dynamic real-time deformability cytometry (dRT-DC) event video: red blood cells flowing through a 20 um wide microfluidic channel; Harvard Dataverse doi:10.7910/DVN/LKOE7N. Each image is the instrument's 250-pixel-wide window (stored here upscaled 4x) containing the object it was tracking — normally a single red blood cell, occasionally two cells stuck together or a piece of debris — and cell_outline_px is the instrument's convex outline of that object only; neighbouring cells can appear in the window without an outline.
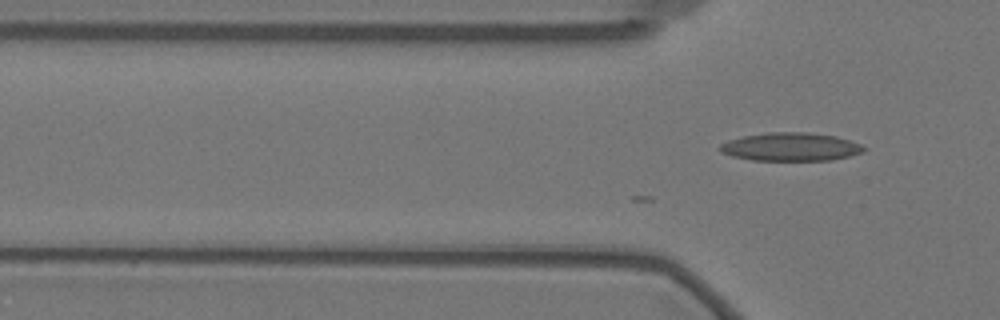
{"species": "Egyptian fruit bat (a non-hibernating species)", "species_latin": "Rousettus aegyptiacus", "temperature_condition": "warm", "stored_images_in_passage": 2, "camera_frame_rate_fps": 3000, "um_per_image_px": 0.085, "animal": {"sex": "female"}, "frame": {"image": 1, "passage_image": 2, "time_ms": 0.333, "image_size_px": [1000, 320], "cell_outline_px": [[868, 148], [864, 152], [832, 160], [752, 160], [732, 156], [720, 152], [720, 144], [728, 140], [744, 136], [768, 132], [808, 132], [836, 136], [860, 144]], "centroid_in_image_um": [67.22, 12.48], "position_along_channel_um": 58.6, "area_um2": 23.7}}